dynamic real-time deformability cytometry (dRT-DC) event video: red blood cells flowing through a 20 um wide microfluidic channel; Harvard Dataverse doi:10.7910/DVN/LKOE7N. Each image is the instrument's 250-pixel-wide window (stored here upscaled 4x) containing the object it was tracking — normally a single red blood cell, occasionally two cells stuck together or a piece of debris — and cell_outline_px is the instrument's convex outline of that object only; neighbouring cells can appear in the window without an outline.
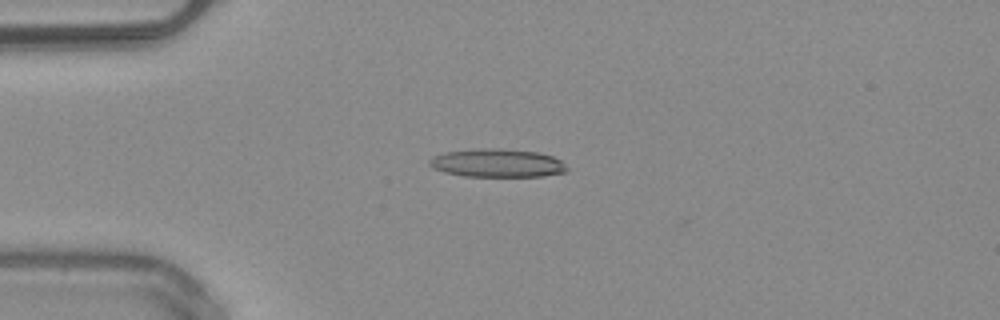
{"species": "common noctule bat (a hibernating species)", "species_latin": "Nyctalus noctula", "temperature_condition": "warm", "stored_images_in_passage": 38, "camera_frame_rate_fps": 3000, "um_per_image_px": 0.085, "animal": {"sex": "male", "body_mass_g": 20.4}, "frame": {"image": 1, "passage_image": 1, "time_ms": 0.0, "image_size_px": [1000, 320], "cell_outline_px": [[568, 172], [544, 176], [464, 176], [444, 172], [432, 168], [428, 164], [428, 160], [432, 156], [444, 152], [476, 148], [500, 148], [540, 152], [552, 156], [560, 160], [568, 168]], "centroid_in_image_um": [42.25, 13.85], "position_along_channel_um": 42.8, "area_um2": 23.0}, "authors_computed_cell_mechanics": {"area_um2": 21.675, "velocity_mm_per_s": 4.0809, "shape_relaxation_time_tau1_ms": null, "shape_relaxation_time_tau2_ms": 4.3115, "deformation_change_tau1": null, "deformation_change_tau2": 0.1805}}